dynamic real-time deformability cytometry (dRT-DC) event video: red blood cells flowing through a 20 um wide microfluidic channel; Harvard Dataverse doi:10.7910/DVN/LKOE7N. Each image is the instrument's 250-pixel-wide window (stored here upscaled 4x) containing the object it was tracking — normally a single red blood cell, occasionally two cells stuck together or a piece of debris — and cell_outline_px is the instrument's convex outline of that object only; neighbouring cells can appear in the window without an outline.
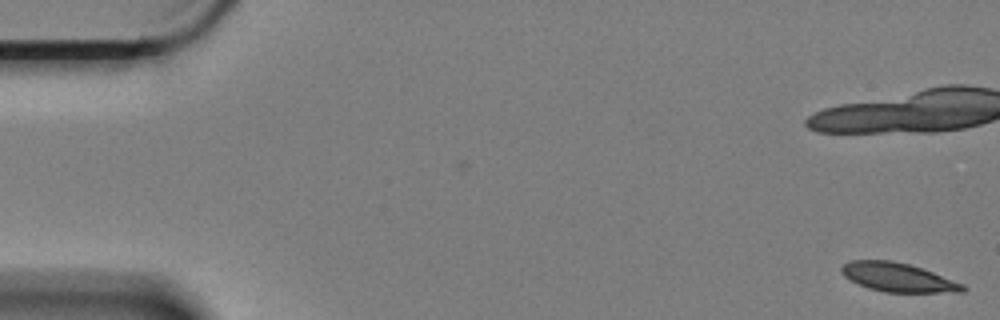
{"species": "Egyptian fruit bat (a non-hibernating species)", "species_latin": "Rousettus aegyptiacus", "temperature_condition": "cold", "stored_images_in_passage": 2, "camera_frame_rate_fps": 3000, "um_per_image_px": 0.085, "animal": {"sex": "female"}, "frame": {"image": 1, "passage_image": 2, "time_ms": 0.333, "image_size_px": [1000, 320], "cell_outline_px": [[968, 288], [964, 292], [884, 292], [868, 288], [844, 276], [840, 272], [840, 268], [848, 260], [892, 260], [908, 264], [932, 272], [964, 284]], "centroid_in_image_um": [76.32, 23.57], "position_along_channel_um": 8.7, "area_um2": 20.29}}